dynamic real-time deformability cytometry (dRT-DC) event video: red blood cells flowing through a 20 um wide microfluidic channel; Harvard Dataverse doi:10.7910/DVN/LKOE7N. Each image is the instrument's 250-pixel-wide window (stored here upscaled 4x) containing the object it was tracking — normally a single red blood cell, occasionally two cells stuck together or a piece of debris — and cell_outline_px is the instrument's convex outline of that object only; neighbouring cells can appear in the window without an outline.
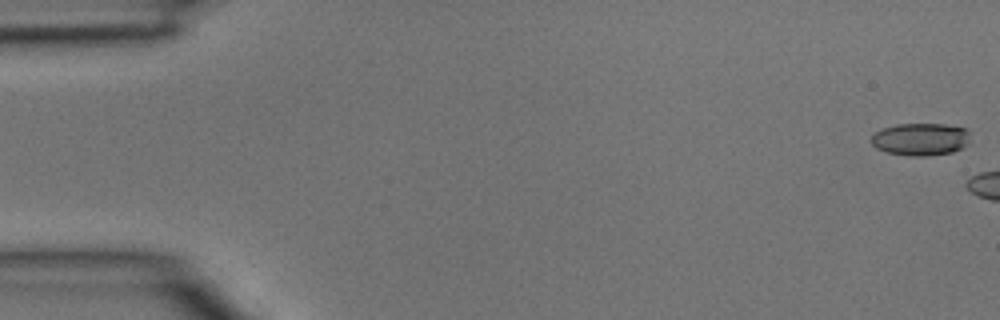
{"species": "common noctule bat (a hibernating species)", "species_latin": "Nyctalus noctula", "temperature_condition": "room temperature", "stored_images_in_passage": 5, "camera_frame_rate_fps": 3000, "um_per_image_px": 0.085, "animal": {"sex": "male", "body_mass_g": 15.6}, "frame": {"image": 1, "passage_image": 1, "time_ms": 0.0, "image_size_px": [1000, 320], "cell_outline_px": [[968, 144], [964, 148], [952, 152], [928, 156], [908, 156], [888, 152], [876, 148], [872, 144], [872, 136], [876, 132], [884, 128], [896, 124], [944, 124], [968, 128]], "centroid_in_image_um": [78.28, 11.84], "position_along_channel_um": 6.7, "area_um2": 18.79}}